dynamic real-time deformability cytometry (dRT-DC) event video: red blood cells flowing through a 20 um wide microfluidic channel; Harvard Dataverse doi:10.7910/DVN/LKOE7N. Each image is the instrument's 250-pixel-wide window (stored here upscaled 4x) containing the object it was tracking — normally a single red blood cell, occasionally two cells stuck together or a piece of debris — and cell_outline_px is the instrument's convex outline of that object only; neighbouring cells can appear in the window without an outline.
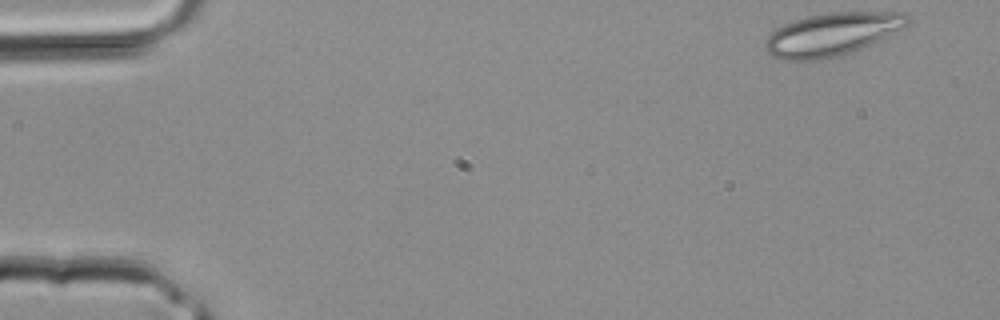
{"species": "common noctule bat (a hibernating species)", "species_latin": "Nyctalus noctula", "temperature_condition": "room temperature", "stored_images_in_passage": 4, "camera_frame_rate_fps": 3000, "um_per_image_px": 0.085, "animal": {"sex": "male", "body_mass_g": 20.4}, "frame": {"image": 1, "passage_image": 1, "time_ms": 0.0, "image_size_px": [1000, 320], "cell_outline_px": [[908, 24], [868, 44], [840, 56], [820, 60], [780, 60], [772, 56], [764, 48], [764, 40], [776, 28], [784, 24], [808, 16], [828, 12], [904, 12], [908, 16]], "centroid_in_image_um": [70.62, 2.91], "position_along_channel_um": 14.4, "area_um2": 35.08}}